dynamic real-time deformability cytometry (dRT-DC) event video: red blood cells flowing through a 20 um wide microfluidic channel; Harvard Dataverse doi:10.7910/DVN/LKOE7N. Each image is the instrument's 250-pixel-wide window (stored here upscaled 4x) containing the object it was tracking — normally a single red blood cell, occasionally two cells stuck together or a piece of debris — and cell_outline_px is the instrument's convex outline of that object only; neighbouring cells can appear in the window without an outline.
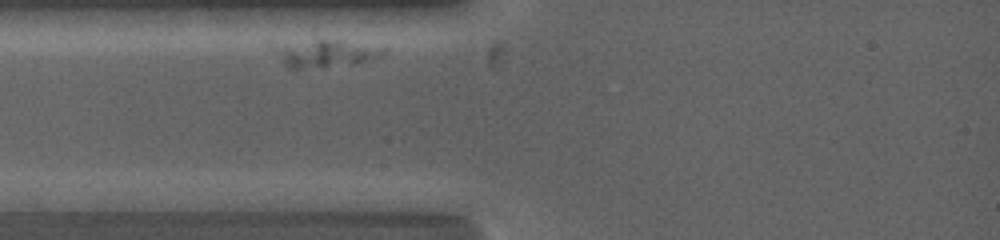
{"species": "common noctule bat (a hibernating species)", "species_latin": "Nyctalus noctula", "temperature_condition": "warm", "stored_images_in_passage": 1, "camera_frame_rate_fps": 5000, "um_per_image_px": 0.085, "animal": {"sex": "female", "body_mass_g": 19.0, "forearm_length_mm": 53.3}, "frame": {"image": 1, "passage_image": 1, "time_ms": 0.0, "image_size_px": [1000, 240], "cell_outline_px": [[384, 52], [380, 56], [352, 64], [300, 68], [288, 68], [284, 64], [268, 44], [316, 36], [320, 36], [384, 48]], "centroid_in_image_um": [27.45, 4.44], "position_along_channel_um": 57.5, "area_um2": 18.21}}